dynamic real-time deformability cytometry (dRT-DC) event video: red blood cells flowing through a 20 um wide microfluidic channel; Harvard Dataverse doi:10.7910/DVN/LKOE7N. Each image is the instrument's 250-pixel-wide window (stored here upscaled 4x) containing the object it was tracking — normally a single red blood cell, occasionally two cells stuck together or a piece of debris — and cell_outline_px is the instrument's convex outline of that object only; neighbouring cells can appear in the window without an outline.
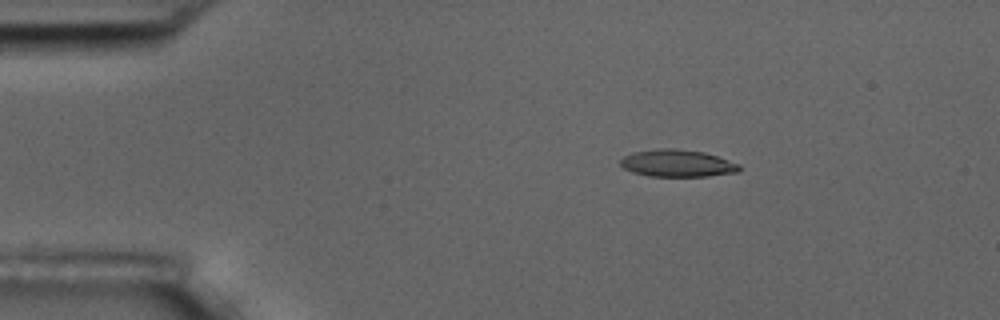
{"species": "common noctule bat (a hibernating species)", "species_latin": "Nyctalus noctula", "temperature_condition": "room temperature", "stored_images_in_passage": 5, "camera_frame_rate_fps": 3000, "um_per_image_px": 0.085, "animal": {"sex": "male", "body_mass_g": 17.5, "forearm_length_mm": 52.3}, "frame": {"image": 1, "passage_image": 3, "time_ms": 2.0, "image_size_px": [1000, 320], "cell_outline_px": [[740, 172], [708, 176], [648, 176], [632, 172], [624, 168], [620, 164], [620, 160], [624, 156], [632, 152], [656, 148], [676, 148], [704, 152], [740, 164]], "centroid_in_image_um": [57.56, 13.87], "position_along_channel_um": 27.4, "area_um2": 18.96}}